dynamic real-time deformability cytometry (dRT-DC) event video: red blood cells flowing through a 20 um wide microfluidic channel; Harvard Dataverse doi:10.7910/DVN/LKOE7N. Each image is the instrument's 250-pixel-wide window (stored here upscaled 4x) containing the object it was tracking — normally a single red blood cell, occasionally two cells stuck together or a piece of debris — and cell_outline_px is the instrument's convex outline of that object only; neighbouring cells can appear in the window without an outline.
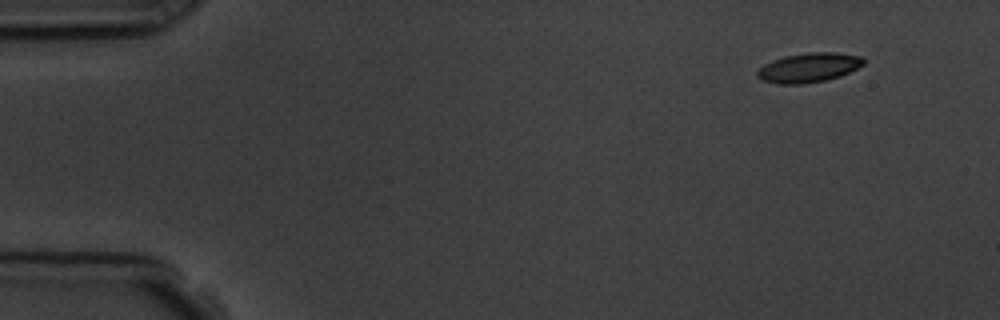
{"species": "common noctule bat (a hibernating species)", "species_latin": "Nyctalus noctula", "temperature_condition": "room temperature", "stored_images_in_passage": 4, "camera_frame_rate_fps": 3000, "um_per_image_px": 0.085, "animal": {"sex": "male", "body_mass_g": 19.5, "forearm_length_mm": 54.6}, "frame": {"image": 1, "passage_image": 1, "time_ms": 0.0, "image_size_px": [1000, 320], "cell_outline_px": [[864, 64], [840, 76], [824, 80], [800, 84], [780, 84], [764, 80], [756, 76], [756, 72], [764, 64], [772, 60], [784, 56], [808, 52], [836, 52], [860, 56], [864, 60]], "centroid_in_image_um": [68.72, 5.73], "position_along_channel_um": 16.3, "area_um2": 18.03}}
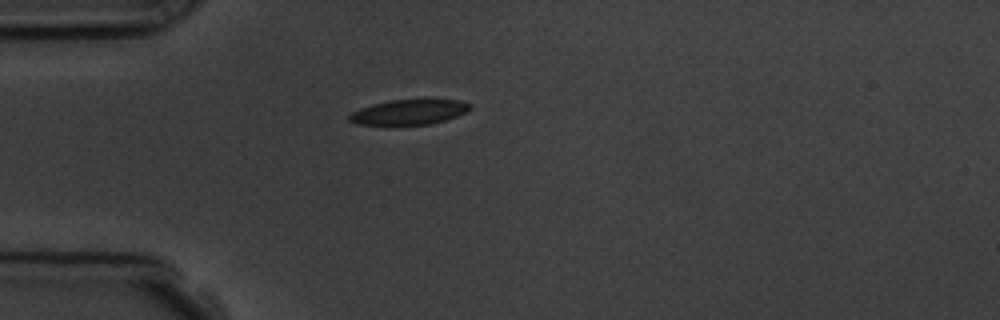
{"frame": {"image": 2, "passage_image": 4, "time_ms": 3.333, "image_size_px": [1000, 320], "cell_outline_px": [[472, 108], [468, 112], [432, 124], [396, 128], [388, 128], [356, 124], [348, 120], [348, 116], [352, 112], [360, 108], [372, 104], [388, 100], [424, 96], [460, 100], [472, 104]], "centroid_in_image_um": [34.77, 9.53], "position_along_channel_um": 50.2, "area_um2": 19.77}}